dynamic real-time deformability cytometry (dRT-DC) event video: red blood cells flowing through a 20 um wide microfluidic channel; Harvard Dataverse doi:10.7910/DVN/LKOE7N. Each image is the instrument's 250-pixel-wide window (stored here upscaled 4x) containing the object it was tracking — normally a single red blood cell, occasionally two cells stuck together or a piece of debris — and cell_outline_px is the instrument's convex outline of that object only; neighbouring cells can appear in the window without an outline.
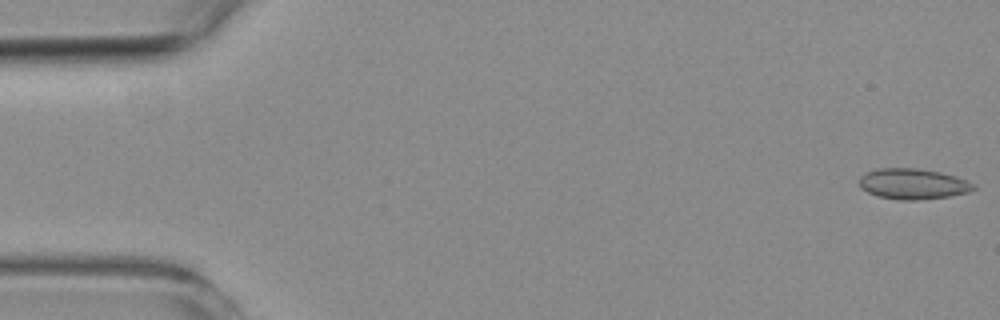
{"species": "common noctule bat (a hibernating species)", "species_latin": "Nyctalus noctula", "temperature_condition": "room temperature", "stored_images_in_passage": 53, "camera_frame_rate_fps": 3000, "um_per_image_px": 0.085, "animal": {"sex": "female", "body_mass_g": 19.3, "forearm_length_mm": 54.1}, "frame": {"image": 1, "passage_image": 1, "time_ms": 0.0, "image_size_px": [1000, 320], "cell_outline_px": [[976, 188], [968, 192], [948, 196], [916, 200], [900, 200], [880, 196], [868, 192], [860, 188], [860, 176], [876, 168], [916, 168], [940, 172], [956, 176], [972, 184]], "centroid_in_image_um": [77.57, 15.62], "position_along_channel_um": 7.4, "area_um2": 20.11}}
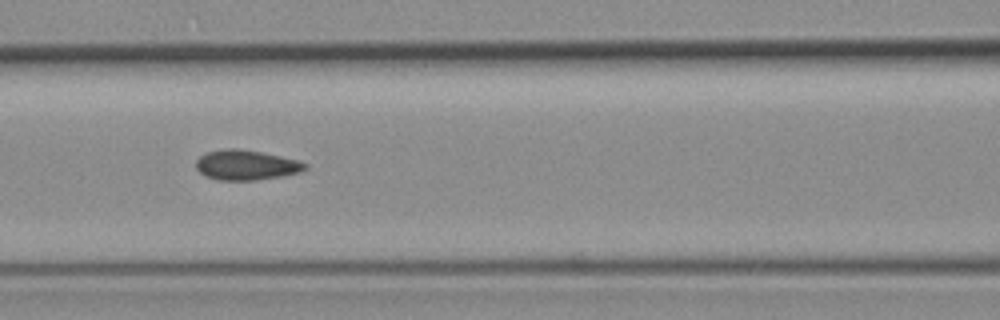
{"frame": {"image": 2, "passage_image": 23, "time_ms": 7.333, "image_size_px": [1000, 320], "cell_outline_px": [[308, 168], [300, 172], [284, 176], [256, 180], [216, 180], [204, 176], [196, 168], [196, 160], [200, 156], [208, 152], [228, 148], [236, 148], [260, 152], [280, 156], [296, 160], [308, 164]], "centroid_in_image_um": [20.92, 14.04], "position_along_channel_um": 145.7, "area_um2": 19.07}}
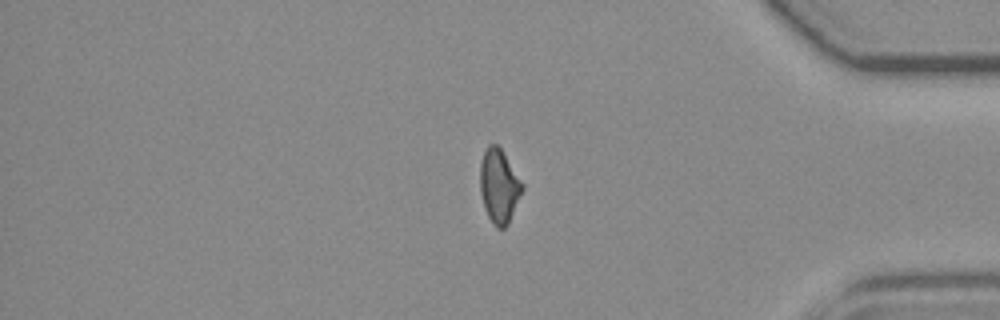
{"frame": {"image": 3, "passage_image": 45, "time_ms": 14.667, "image_size_px": [1000, 320], "cell_outline_px": [[524, 188], [508, 224], [504, 228], [496, 228], [488, 216], [484, 208], [480, 192], [480, 164], [484, 152], [488, 144], [496, 144], [500, 148], [524, 184]], "centroid_in_image_um": [42.42, 15.83], "position_along_channel_um": 392.8, "area_um2": 18.09}, "authors_computed_cell_mechanics": {"area_um2": 19.0162, "velocity_mm_per_s": 3.7742, "shape_relaxation_time_tau1_ms": null, "shape_relaxation_time_tau2_ms": 2.4025, "deformation_change_tau1": null, "deformation_change_tau2": 0.0549}}